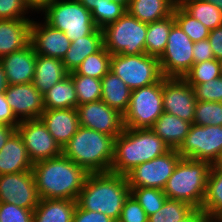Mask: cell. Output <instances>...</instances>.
Segmentation results:
<instances>
[{
	"label": "cell",
	"mask_w": 222,
	"mask_h": 222,
	"mask_svg": "<svg viewBox=\"0 0 222 222\" xmlns=\"http://www.w3.org/2000/svg\"><path fill=\"white\" fill-rule=\"evenodd\" d=\"M32 172L40 199L77 200L88 175L63 154L33 163Z\"/></svg>",
	"instance_id": "1"
},
{
	"label": "cell",
	"mask_w": 222,
	"mask_h": 222,
	"mask_svg": "<svg viewBox=\"0 0 222 222\" xmlns=\"http://www.w3.org/2000/svg\"><path fill=\"white\" fill-rule=\"evenodd\" d=\"M129 195L126 176L112 172L89 173L76 201L81 209L101 212L118 222Z\"/></svg>",
	"instance_id": "2"
},
{
	"label": "cell",
	"mask_w": 222,
	"mask_h": 222,
	"mask_svg": "<svg viewBox=\"0 0 222 222\" xmlns=\"http://www.w3.org/2000/svg\"><path fill=\"white\" fill-rule=\"evenodd\" d=\"M169 150V146L151 128H124L115 138L110 172L126 176L139 164L161 156Z\"/></svg>",
	"instance_id": "3"
},
{
	"label": "cell",
	"mask_w": 222,
	"mask_h": 222,
	"mask_svg": "<svg viewBox=\"0 0 222 222\" xmlns=\"http://www.w3.org/2000/svg\"><path fill=\"white\" fill-rule=\"evenodd\" d=\"M115 137L80 126L62 154L89 173L110 172L114 157Z\"/></svg>",
	"instance_id": "4"
},
{
	"label": "cell",
	"mask_w": 222,
	"mask_h": 222,
	"mask_svg": "<svg viewBox=\"0 0 222 222\" xmlns=\"http://www.w3.org/2000/svg\"><path fill=\"white\" fill-rule=\"evenodd\" d=\"M211 166L208 161L181 158L163 192L168 199L202 208Z\"/></svg>",
	"instance_id": "5"
},
{
	"label": "cell",
	"mask_w": 222,
	"mask_h": 222,
	"mask_svg": "<svg viewBox=\"0 0 222 222\" xmlns=\"http://www.w3.org/2000/svg\"><path fill=\"white\" fill-rule=\"evenodd\" d=\"M40 12L44 14L47 24L63 31L71 41L92 34L97 29L91 12L78 0H54Z\"/></svg>",
	"instance_id": "6"
},
{
	"label": "cell",
	"mask_w": 222,
	"mask_h": 222,
	"mask_svg": "<svg viewBox=\"0 0 222 222\" xmlns=\"http://www.w3.org/2000/svg\"><path fill=\"white\" fill-rule=\"evenodd\" d=\"M148 24L126 12L102 29L103 47L111 54L139 55L145 53Z\"/></svg>",
	"instance_id": "7"
},
{
	"label": "cell",
	"mask_w": 222,
	"mask_h": 222,
	"mask_svg": "<svg viewBox=\"0 0 222 222\" xmlns=\"http://www.w3.org/2000/svg\"><path fill=\"white\" fill-rule=\"evenodd\" d=\"M110 71L120 77L131 90L157 83L163 77L159 59L146 53L112 55Z\"/></svg>",
	"instance_id": "8"
},
{
	"label": "cell",
	"mask_w": 222,
	"mask_h": 222,
	"mask_svg": "<svg viewBox=\"0 0 222 222\" xmlns=\"http://www.w3.org/2000/svg\"><path fill=\"white\" fill-rule=\"evenodd\" d=\"M162 78L152 85L131 90L130 102L123 115L124 127L151 128L163 111Z\"/></svg>",
	"instance_id": "9"
},
{
	"label": "cell",
	"mask_w": 222,
	"mask_h": 222,
	"mask_svg": "<svg viewBox=\"0 0 222 222\" xmlns=\"http://www.w3.org/2000/svg\"><path fill=\"white\" fill-rule=\"evenodd\" d=\"M194 42L175 22L163 54L158 58L163 77L183 78L194 64Z\"/></svg>",
	"instance_id": "10"
},
{
	"label": "cell",
	"mask_w": 222,
	"mask_h": 222,
	"mask_svg": "<svg viewBox=\"0 0 222 222\" xmlns=\"http://www.w3.org/2000/svg\"><path fill=\"white\" fill-rule=\"evenodd\" d=\"M177 152L182 158L215 164L222 153V126L192 124Z\"/></svg>",
	"instance_id": "11"
},
{
	"label": "cell",
	"mask_w": 222,
	"mask_h": 222,
	"mask_svg": "<svg viewBox=\"0 0 222 222\" xmlns=\"http://www.w3.org/2000/svg\"><path fill=\"white\" fill-rule=\"evenodd\" d=\"M181 158L177 149H170L161 156L139 164L126 175L129 187L163 190Z\"/></svg>",
	"instance_id": "12"
},
{
	"label": "cell",
	"mask_w": 222,
	"mask_h": 222,
	"mask_svg": "<svg viewBox=\"0 0 222 222\" xmlns=\"http://www.w3.org/2000/svg\"><path fill=\"white\" fill-rule=\"evenodd\" d=\"M22 137L32 163L62 154L61 146L40 119L23 120L16 128Z\"/></svg>",
	"instance_id": "13"
},
{
	"label": "cell",
	"mask_w": 222,
	"mask_h": 222,
	"mask_svg": "<svg viewBox=\"0 0 222 222\" xmlns=\"http://www.w3.org/2000/svg\"><path fill=\"white\" fill-rule=\"evenodd\" d=\"M39 201L32 170L0 175V202L34 210Z\"/></svg>",
	"instance_id": "14"
},
{
	"label": "cell",
	"mask_w": 222,
	"mask_h": 222,
	"mask_svg": "<svg viewBox=\"0 0 222 222\" xmlns=\"http://www.w3.org/2000/svg\"><path fill=\"white\" fill-rule=\"evenodd\" d=\"M163 111L193 124L196 98L183 78L162 77Z\"/></svg>",
	"instance_id": "15"
},
{
	"label": "cell",
	"mask_w": 222,
	"mask_h": 222,
	"mask_svg": "<svg viewBox=\"0 0 222 222\" xmlns=\"http://www.w3.org/2000/svg\"><path fill=\"white\" fill-rule=\"evenodd\" d=\"M79 125L115 138L124 130L123 114L102 100L77 106Z\"/></svg>",
	"instance_id": "16"
},
{
	"label": "cell",
	"mask_w": 222,
	"mask_h": 222,
	"mask_svg": "<svg viewBox=\"0 0 222 222\" xmlns=\"http://www.w3.org/2000/svg\"><path fill=\"white\" fill-rule=\"evenodd\" d=\"M4 93L7 103L19 121L39 119L45 110L43 94L33 83L8 85Z\"/></svg>",
	"instance_id": "17"
},
{
	"label": "cell",
	"mask_w": 222,
	"mask_h": 222,
	"mask_svg": "<svg viewBox=\"0 0 222 222\" xmlns=\"http://www.w3.org/2000/svg\"><path fill=\"white\" fill-rule=\"evenodd\" d=\"M30 40L37 54L61 60L71 45V40L63 31L50 26L44 20L37 22L32 19Z\"/></svg>",
	"instance_id": "18"
},
{
	"label": "cell",
	"mask_w": 222,
	"mask_h": 222,
	"mask_svg": "<svg viewBox=\"0 0 222 222\" xmlns=\"http://www.w3.org/2000/svg\"><path fill=\"white\" fill-rule=\"evenodd\" d=\"M37 53L30 43L25 48L0 58L8 85L32 83Z\"/></svg>",
	"instance_id": "19"
},
{
	"label": "cell",
	"mask_w": 222,
	"mask_h": 222,
	"mask_svg": "<svg viewBox=\"0 0 222 222\" xmlns=\"http://www.w3.org/2000/svg\"><path fill=\"white\" fill-rule=\"evenodd\" d=\"M39 119L61 148L70 141L80 127L76 108L45 109Z\"/></svg>",
	"instance_id": "20"
},
{
	"label": "cell",
	"mask_w": 222,
	"mask_h": 222,
	"mask_svg": "<svg viewBox=\"0 0 222 222\" xmlns=\"http://www.w3.org/2000/svg\"><path fill=\"white\" fill-rule=\"evenodd\" d=\"M31 19L0 20V58L30 44Z\"/></svg>",
	"instance_id": "21"
},
{
	"label": "cell",
	"mask_w": 222,
	"mask_h": 222,
	"mask_svg": "<svg viewBox=\"0 0 222 222\" xmlns=\"http://www.w3.org/2000/svg\"><path fill=\"white\" fill-rule=\"evenodd\" d=\"M32 166L24 141L16 130L0 150V175L32 170Z\"/></svg>",
	"instance_id": "22"
},
{
	"label": "cell",
	"mask_w": 222,
	"mask_h": 222,
	"mask_svg": "<svg viewBox=\"0 0 222 222\" xmlns=\"http://www.w3.org/2000/svg\"><path fill=\"white\" fill-rule=\"evenodd\" d=\"M102 46V29L97 28L92 34L71 41V45L62 59L63 65L69 73L73 72L87 56L97 52Z\"/></svg>",
	"instance_id": "23"
},
{
	"label": "cell",
	"mask_w": 222,
	"mask_h": 222,
	"mask_svg": "<svg viewBox=\"0 0 222 222\" xmlns=\"http://www.w3.org/2000/svg\"><path fill=\"white\" fill-rule=\"evenodd\" d=\"M192 123L163 112L151 129L169 146L178 149L189 133Z\"/></svg>",
	"instance_id": "24"
},
{
	"label": "cell",
	"mask_w": 222,
	"mask_h": 222,
	"mask_svg": "<svg viewBox=\"0 0 222 222\" xmlns=\"http://www.w3.org/2000/svg\"><path fill=\"white\" fill-rule=\"evenodd\" d=\"M67 75H69V72L61 59L37 54L32 83L39 92L43 94Z\"/></svg>",
	"instance_id": "25"
},
{
	"label": "cell",
	"mask_w": 222,
	"mask_h": 222,
	"mask_svg": "<svg viewBox=\"0 0 222 222\" xmlns=\"http://www.w3.org/2000/svg\"><path fill=\"white\" fill-rule=\"evenodd\" d=\"M76 206V200L40 199L33 222H72Z\"/></svg>",
	"instance_id": "26"
},
{
	"label": "cell",
	"mask_w": 222,
	"mask_h": 222,
	"mask_svg": "<svg viewBox=\"0 0 222 222\" xmlns=\"http://www.w3.org/2000/svg\"><path fill=\"white\" fill-rule=\"evenodd\" d=\"M101 83V100L110 108L124 115L129 106L131 89L120 77L111 71L103 76Z\"/></svg>",
	"instance_id": "27"
},
{
	"label": "cell",
	"mask_w": 222,
	"mask_h": 222,
	"mask_svg": "<svg viewBox=\"0 0 222 222\" xmlns=\"http://www.w3.org/2000/svg\"><path fill=\"white\" fill-rule=\"evenodd\" d=\"M177 0H130L127 12L143 23H152L170 16Z\"/></svg>",
	"instance_id": "28"
},
{
	"label": "cell",
	"mask_w": 222,
	"mask_h": 222,
	"mask_svg": "<svg viewBox=\"0 0 222 222\" xmlns=\"http://www.w3.org/2000/svg\"><path fill=\"white\" fill-rule=\"evenodd\" d=\"M45 109L77 108L78 99L72 77L67 75L43 93Z\"/></svg>",
	"instance_id": "29"
},
{
	"label": "cell",
	"mask_w": 222,
	"mask_h": 222,
	"mask_svg": "<svg viewBox=\"0 0 222 222\" xmlns=\"http://www.w3.org/2000/svg\"><path fill=\"white\" fill-rule=\"evenodd\" d=\"M174 23L175 18L172 13L167 18L148 24L145 40V53L147 55L159 58L163 54Z\"/></svg>",
	"instance_id": "30"
},
{
	"label": "cell",
	"mask_w": 222,
	"mask_h": 222,
	"mask_svg": "<svg viewBox=\"0 0 222 222\" xmlns=\"http://www.w3.org/2000/svg\"><path fill=\"white\" fill-rule=\"evenodd\" d=\"M177 3L210 31L222 26V11L205 0H177Z\"/></svg>",
	"instance_id": "31"
},
{
	"label": "cell",
	"mask_w": 222,
	"mask_h": 222,
	"mask_svg": "<svg viewBox=\"0 0 222 222\" xmlns=\"http://www.w3.org/2000/svg\"><path fill=\"white\" fill-rule=\"evenodd\" d=\"M202 209L212 218L222 217V167L212 164Z\"/></svg>",
	"instance_id": "32"
},
{
	"label": "cell",
	"mask_w": 222,
	"mask_h": 222,
	"mask_svg": "<svg viewBox=\"0 0 222 222\" xmlns=\"http://www.w3.org/2000/svg\"><path fill=\"white\" fill-rule=\"evenodd\" d=\"M69 75L72 77L75 86L78 105L101 100V79L79 75L75 71L70 72Z\"/></svg>",
	"instance_id": "33"
},
{
	"label": "cell",
	"mask_w": 222,
	"mask_h": 222,
	"mask_svg": "<svg viewBox=\"0 0 222 222\" xmlns=\"http://www.w3.org/2000/svg\"><path fill=\"white\" fill-rule=\"evenodd\" d=\"M111 56L102 46L97 52L87 56L75 72L79 75L102 79L110 71Z\"/></svg>",
	"instance_id": "34"
},
{
	"label": "cell",
	"mask_w": 222,
	"mask_h": 222,
	"mask_svg": "<svg viewBox=\"0 0 222 222\" xmlns=\"http://www.w3.org/2000/svg\"><path fill=\"white\" fill-rule=\"evenodd\" d=\"M175 22L180 26L193 42L208 39L210 30L207 29L200 21L188 14L178 3L173 9Z\"/></svg>",
	"instance_id": "35"
},
{
	"label": "cell",
	"mask_w": 222,
	"mask_h": 222,
	"mask_svg": "<svg viewBox=\"0 0 222 222\" xmlns=\"http://www.w3.org/2000/svg\"><path fill=\"white\" fill-rule=\"evenodd\" d=\"M193 209L186 202L167 198L156 213L148 216V222H180Z\"/></svg>",
	"instance_id": "36"
},
{
	"label": "cell",
	"mask_w": 222,
	"mask_h": 222,
	"mask_svg": "<svg viewBox=\"0 0 222 222\" xmlns=\"http://www.w3.org/2000/svg\"><path fill=\"white\" fill-rule=\"evenodd\" d=\"M221 76L220 62L217 59H211L192 65L190 71L183 79L190 85L206 83Z\"/></svg>",
	"instance_id": "37"
},
{
	"label": "cell",
	"mask_w": 222,
	"mask_h": 222,
	"mask_svg": "<svg viewBox=\"0 0 222 222\" xmlns=\"http://www.w3.org/2000/svg\"><path fill=\"white\" fill-rule=\"evenodd\" d=\"M127 12V8L112 0H102L91 11L92 19L99 29L115 22Z\"/></svg>",
	"instance_id": "38"
},
{
	"label": "cell",
	"mask_w": 222,
	"mask_h": 222,
	"mask_svg": "<svg viewBox=\"0 0 222 222\" xmlns=\"http://www.w3.org/2000/svg\"><path fill=\"white\" fill-rule=\"evenodd\" d=\"M130 194L138 201L147 216L156 213L167 199L163 190L157 188H130Z\"/></svg>",
	"instance_id": "39"
},
{
	"label": "cell",
	"mask_w": 222,
	"mask_h": 222,
	"mask_svg": "<svg viewBox=\"0 0 222 222\" xmlns=\"http://www.w3.org/2000/svg\"><path fill=\"white\" fill-rule=\"evenodd\" d=\"M193 124L222 126V102L196 101Z\"/></svg>",
	"instance_id": "40"
},
{
	"label": "cell",
	"mask_w": 222,
	"mask_h": 222,
	"mask_svg": "<svg viewBox=\"0 0 222 222\" xmlns=\"http://www.w3.org/2000/svg\"><path fill=\"white\" fill-rule=\"evenodd\" d=\"M196 101L222 102V77L193 87Z\"/></svg>",
	"instance_id": "41"
},
{
	"label": "cell",
	"mask_w": 222,
	"mask_h": 222,
	"mask_svg": "<svg viewBox=\"0 0 222 222\" xmlns=\"http://www.w3.org/2000/svg\"><path fill=\"white\" fill-rule=\"evenodd\" d=\"M28 11L33 12L25 0H0V20L30 19Z\"/></svg>",
	"instance_id": "42"
},
{
	"label": "cell",
	"mask_w": 222,
	"mask_h": 222,
	"mask_svg": "<svg viewBox=\"0 0 222 222\" xmlns=\"http://www.w3.org/2000/svg\"><path fill=\"white\" fill-rule=\"evenodd\" d=\"M34 210L0 202V222H33Z\"/></svg>",
	"instance_id": "43"
},
{
	"label": "cell",
	"mask_w": 222,
	"mask_h": 222,
	"mask_svg": "<svg viewBox=\"0 0 222 222\" xmlns=\"http://www.w3.org/2000/svg\"><path fill=\"white\" fill-rule=\"evenodd\" d=\"M118 222H148L147 214L131 194L124 202Z\"/></svg>",
	"instance_id": "44"
},
{
	"label": "cell",
	"mask_w": 222,
	"mask_h": 222,
	"mask_svg": "<svg viewBox=\"0 0 222 222\" xmlns=\"http://www.w3.org/2000/svg\"><path fill=\"white\" fill-rule=\"evenodd\" d=\"M72 222H115L101 212L87 211L76 206Z\"/></svg>",
	"instance_id": "45"
},
{
	"label": "cell",
	"mask_w": 222,
	"mask_h": 222,
	"mask_svg": "<svg viewBox=\"0 0 222 222\" xmlns=\"http://www.w3.org/2000/svg\"><path fill=\"white\" fill-rule=\"evenodd\" d=\"M193 58L194 64L215 59V55L208 39L194 42Z\"/></svg>",
	"instance_id": "46"
},
{
	"label": "cell",
	"mask_w": 222,
	"mask_h": 222,
	"mask_svg": "<svg viewBox=\"0 0 222 222\" xmlns=\"http://www.w3.org/2000/svg\"><path fill=\"white\" fill-rule=\"evenodd\" d=\"M0 123L16 128L20 124V121L15 117L11 107L7 103L5 93H0Z\"/></svg>",
	"instance_id": "47"
},
{
	"label": "cell",
	"mask_w": 222,
	"mask_h": 222,
	"mask_svg": "<svg viewBox=\"0 0 222 222\" xmlns=\"http://www.w3.org/2000/svg\"><path fill=\"white\" fill-rule=\"evenodd\" d=\"M208 40L215 55V59H222V26L210 31Z\"/></svg>",
	"instance_id": "48"
},
{
	"label": "cell",
	"mask_w": 222,
	"mask_h": 222,
	"mask_svg": "<svg viewBox=\"0 0 222 222\" xmlns=\"http://www.w3.org/2000/svg\"><path fill=\"white\" fill-rule=\"evenodd\" d=\"M212 218L202 209L194 208L180 222H211Z\"/></svg>",
	"instance_id": "49"
},
{
	"label": "cell",
	"mask_w": 222,
	"mask_h": 222,
	"mask_svg": "<svg viewBox=\"0 0 222 222\" xmlns=\"http://www.w3.org/2000/svg\"><path fill=\"white\" fill-rule=\"evenodd\" d=\"M15 131L16 127L0 123V150Z\"/></svg>",
	"instance_id": "50"
},
{
	"label": "cell",
	"mask_w": 222,
	"mask_h": 222,
	"mask_svg": "<svg viewBox=\"0 0 222 222\" xmlns=\"http://www.w3.org/2000/svg\"><path fill=\"white\" fill-rule=\"evenodd\" d=\"M30 8L39 13V11L48 3H51L54 0H25Z\"/></svg>",
	"instance_id": "51"
},
{
	"label": "cell",
	"mask_w": 222,
	"mask_h": 222,
	"mask_svg": "<svg viewBox=\"0 0 222 222\" xmlns=\"http://www.w3.org/2000/svg\"><path fill=\"white\" fill-rule=\"evenodd\" d=\"M8 87V82L6 79V74L4 72L2 63L0 62V93H4Z\"/></svg>",
	"instance_id": "52"
},
{
	"label": "cell",
	"mask_w": 222,
	"mask_h": 222,
	"mask_svg": "<svg viewBox=\"0 0 222 222\" xmlns=\"http://www.w3.org/2000/svg\"><path fill=\"white\" fill-rule=\"evenodd\" d=\"M84 5L90 12L98 5L102 0H78Z\"/></svg>",
	"instance_id": "53"
},
{
	"label": "cell",
	"mask_w": 222,
	"mask_h": 222,
	"mask_svg": "<svg viewBox=\"0 0 222 222\" xmlns=\"http://www.w3.org/2000/svg\"><path fill=\"white\" fill-rule=\"evenodd\" d=\"M207 2L213 3L217 8L222 11V0H205Z\"/></svg>",
	"instance_id": "54"
},
{
	"label": "cell",
	"mask_w": 222,
	"mask_h": 222,
	"mask_svg": "<svg viewBox=\"0 0 222 222\" xmlns=\"http://www.w3.org/2000/svg\"><path fill=\"white\" fill-rule=\"evenodd\" d=\"M115 1L117 3H120L121 5H124L126 8H128L130 0H112Z\"/></svg>",
	"instance_id": "55"
},
{
	"label": "cell",
	"mask_w": 222,
	"mask_h": 222,
	"mask_svg": "<svg viewBox=\"0 0 222 222\" xmlns=\"http://www.w3.org/2000/svg\"><path fill=\"white\" fill-rule=\"evenodd\" d=\"M215 165L217 167H222V153H221L219 159L215 162Z\"/></svg>",
	"instance_id": "56"
},
{
	"label": "cell",
	"mask_w": 222,
	"mask_h": 222,
	"mask_svg": "<svg viewBox=\"0 0 222 222\" xmlns=\"http://www.w3.org/2000/svg\"><path fill=\"white\" fill-rule=\"evenodd\" d=\"M213 222H222V217L212 219Z\"/></svg>",
	"instance_id": "57"
},
{
	"label": "cell",
	"mask_w": 222,
	"mask_h": 222,
	"mask_svg": "<svg viewBox=\"0 0 222 222\" xmlns=\"http://www.w3.org/2000/svg\"><path fill=\"white\" fill-rule=\"evenodd\" d=\"M219 62H220V70H221V77H222V59L219 60Z\"/></svg>",
	"instance_id": "58"
}]
</instances>
